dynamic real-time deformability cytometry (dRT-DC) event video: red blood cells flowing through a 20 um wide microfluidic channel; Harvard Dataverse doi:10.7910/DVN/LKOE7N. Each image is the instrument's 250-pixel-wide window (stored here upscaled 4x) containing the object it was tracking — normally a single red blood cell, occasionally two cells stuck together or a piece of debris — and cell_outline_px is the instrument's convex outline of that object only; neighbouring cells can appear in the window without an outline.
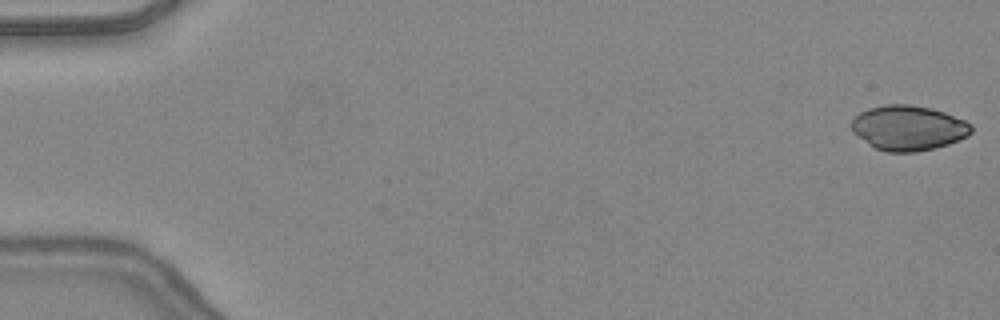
{"species": "common noctule bat (a hibernating species)", "species_latin": "Nyctalus noctula", "temperature_condition": "warm", "stored_images_in_passage": 47, "camera_frame_rate_fps": 3000, "um_per_image_px": 0.085, "animal": {"sex": "female", "body_mass_g": 24.6, "forearm_length_mm": 56.2}, "frame": {"image": 1, "passage_image": 1, "time_ms": 0.0, "image_size_px": [1000, 320], "cell_outline_px": [[972, 132], [968, 136], [948, 144], [916, 152], [888, 152], [876, 148], [868, 144], [852, 132], [852, 120], [860, 112], [868, 108], [884, 104], [908, 104], [928, 108], [944, 112], [964, 120], [972, 124]], "centroid_in_image_um": [77.2, 10.87], "position_along_channel_um": 7.8, "area_um2": 31.27}}